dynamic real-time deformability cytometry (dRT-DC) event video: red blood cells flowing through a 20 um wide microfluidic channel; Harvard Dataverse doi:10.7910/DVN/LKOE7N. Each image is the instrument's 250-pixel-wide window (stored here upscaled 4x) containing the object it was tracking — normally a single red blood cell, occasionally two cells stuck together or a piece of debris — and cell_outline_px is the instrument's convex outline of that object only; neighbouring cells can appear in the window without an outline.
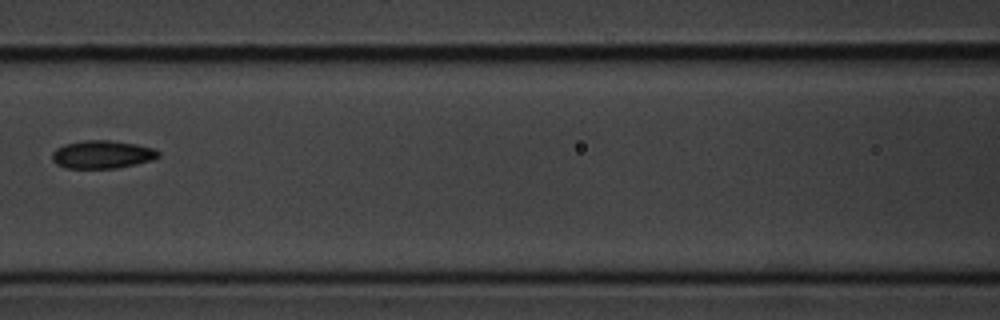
{"species": "common noctule bat (a hibernating species)", "species_latin": "Nyctalus noctula", "temperature_condition": "cold", "stored_images_in_passage": 10, "camera_frame_rate_fps": 3000, "um_per_image_px": 0.085, "animal": {"sex": "male", "body_mass_g": 20.1, "forearm_length_mm": 53.5}, "frame": {"image": 1, "passage_image": 7, "time_ms": 7.333, "image_size_px": [1000, 320], "cell_outline_px": [[160, 156], [156, 160], [116, 168], [68, 168], [56, 164], [52, 160], [52, 152], [56, 148], [64, 144], [84, 140], [108, 140], [136, 144], [152, 148], [160, 152]], "centroid_in_image_um": [8.7, 13.13], "position_along_channel_um": 157.9, "area_um2": 17.46}}
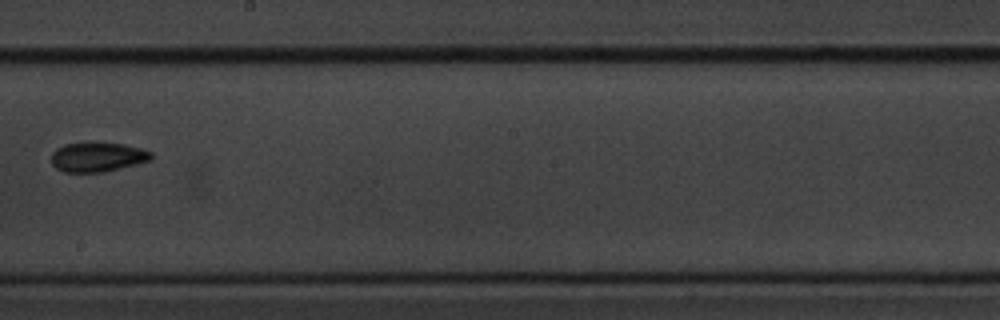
{"frame": {"image": 2, "passage_image": 9, "time_ms": 9.667, "image_size_px": [1000, 320], "cell_outline_px": [[152, 160], [104, 172], [64, 172], [56, 168], [52, 164], [52, 152], [56, 148], [64, 144], [88, 140], [96, 140], [124, 144], [140, 148], [152, 152]], "centroid_in_image_um": [8.27, 13.3], "position_along_channel_um": 239.9, "area_um2": 17.8}}
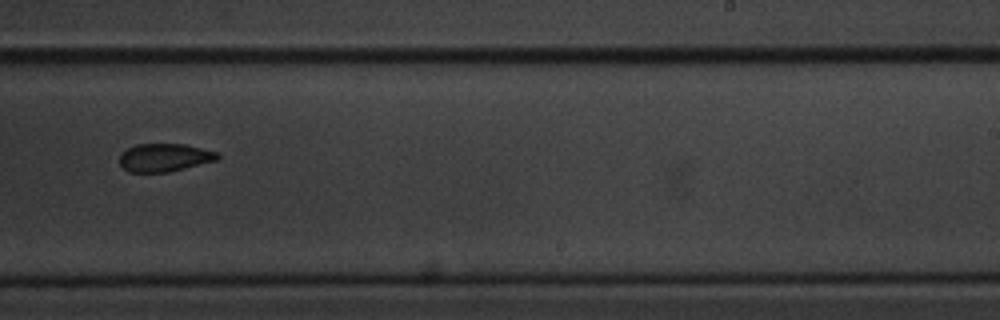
{"frame": {"image": 3, "passage_image": 10, "time_ms": 10.667, "image_size_px": [1000, 320], "cell_outline_px": [[220, 160], [168, 172], [128, 172], [120, 164], [120, 156], [128, 148], [136, 144], [184, 144], [216, 152], [220, 156]], "centroid_in_image_um": [14.01, 13.4], "position_along_channel_um": 275.0, "area_um2": 15.95}}